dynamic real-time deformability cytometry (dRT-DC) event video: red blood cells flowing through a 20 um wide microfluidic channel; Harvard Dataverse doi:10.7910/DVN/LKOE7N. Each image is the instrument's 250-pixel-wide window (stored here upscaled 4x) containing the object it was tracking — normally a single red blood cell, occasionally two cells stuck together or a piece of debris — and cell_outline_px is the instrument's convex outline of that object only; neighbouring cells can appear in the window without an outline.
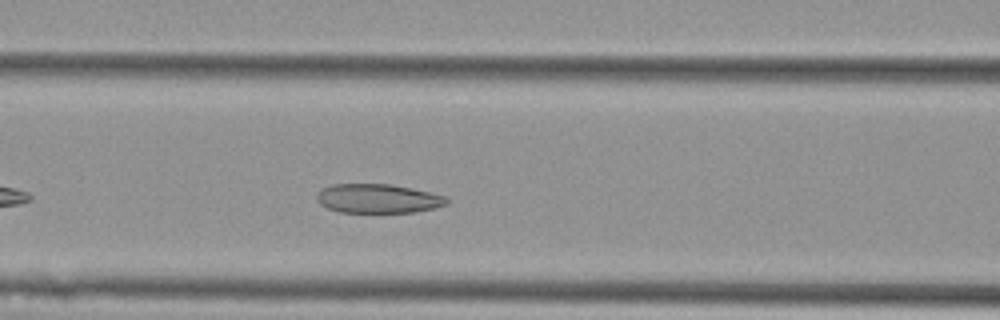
{"species": "Egyptian fruit bat (a non-hibernating species)", "species_latin": "Rousettus aegyptiacus", "temperature_condition": "cold", "stored_images_in_passage": 39, "camera_frame_rate_fps": 3000, "um_per_image_px": 0.085, "animal": {"sex": "female"}, "frame": {"image": 1, "passage_image": 11, "time_ms": 3.333, "image_size_px": [1000, 320], "cell_outline_px": [[448, 204], [436, 208], [412, 212], [340, 212], [328, 208], [320, 204], [316, 200], [316, 196], [320, 188], [332, 184], [388, 184], [412, 188], [444, 196], [448, 200]], "centroid_in_image_um": [32.09, 16.87], "position_along_channel_um": 134.5, "area_um2": 22.02}}
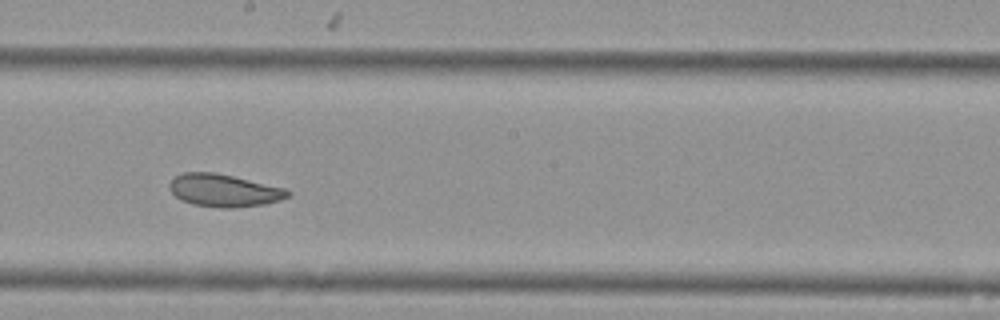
{"frame": {"image": 2, "passage_image": 19, "time_ms": 6.0, "image_size_px": [1000, 320], "cell_outline_px": [[292, 192], [288, 196], [280, 200], [264, 204], [232, 208], [220, 208], [192, 204], [176, 196], [168, 188], [168, 184], [176, 176], [184, 172], [216, 172], [288, 188]], "centroid_in_image_um": [19.07, 16.18], "position_along_channel_um": 229.1, "area_um2": 22.6}}
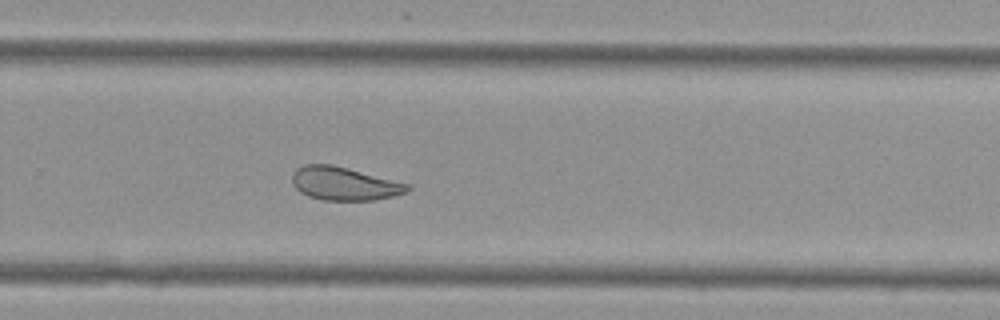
{"frame": {"image": 3, "passage_image": 25, "time_ms": 8.0, "image_size_px": [1000, 320], "cell_outline_px": [[412, 188], [408, 192], [376, 200], [320, 200], [308, 196], [300, 192], [292, 184], [292, 172], [296, 168], [304, 164], [332, 164], [348, 168], [408, 184]], "centroid_in_image_um": [29.22, 15.61], "position_along_channel_um": 300.6, "area_um2": 22.43}, "authors_computed_cell_mechanics": {"area_um2": 23.4668, "velocity_mm_per_s": 3.576, "shape_relaxation_time_tau1_ms": 9.5194, "shape_relaxation_time_tau2_ms": 3.4453, "deformation_change_tau1": 0.1617, "deformation_change_tau2": 0.0702}}